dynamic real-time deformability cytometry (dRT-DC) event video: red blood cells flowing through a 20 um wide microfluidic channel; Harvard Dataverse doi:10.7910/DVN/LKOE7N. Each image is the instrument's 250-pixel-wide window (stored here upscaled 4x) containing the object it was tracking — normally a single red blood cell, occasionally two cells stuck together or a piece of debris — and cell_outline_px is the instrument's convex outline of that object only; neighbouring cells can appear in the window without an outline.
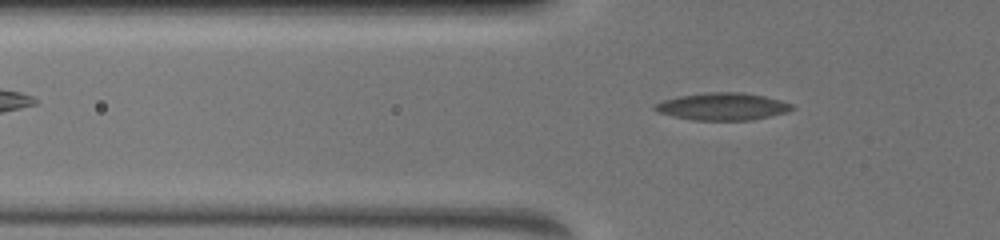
{"species": "common noctule bat (a hibernating species)", "species_latin": "Nyctalus noctula", "temperature_condition": "warm", "stored_images_in_passage": 21, "camera_frame_rate_fps": 3000, "um_per_image_px": 0.085, "animal": {"sex": "female", "body_mass_g": 19.5, "forearm_length_mm": 54.1}, "frame": {"image": 1, "passage_image": 4, "time_ms": 2.667, "image_size_px": [1000, 240], "cell_outline_px": [[796, 108], [788, 112], [748, 120], [692, 120], [660, 112], [652, 108], [652, 104], [664, 100], [680, 96], [708, 92], [740, 92], [764, 96], [780, 100], [792, 104]], "centroid_in_image_um": [61.43, 9.05], "position_along_channel_um": 64.4, "area_um2": 21.62}}
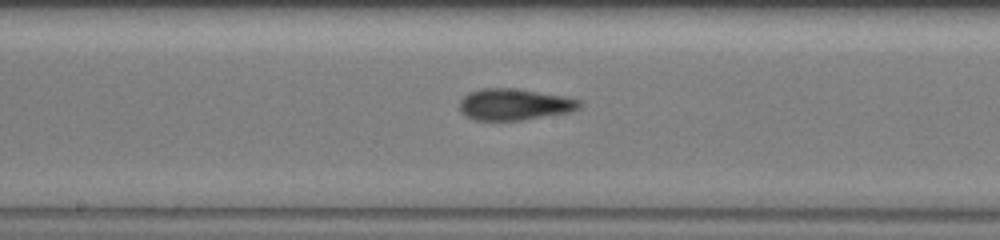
{"frame": {"image": 2, "passage_image": 10, "time_ms": 6.333, "image_size_px": [1000, 240], "cell_outline_px": [[580, 108], [568, 112], [520, 120], [476, 120], [460, 112], [460, 100], [468, 92], [484, 88], [516, 88], [564, 96], [580, 100]], "centroid_in_image_um": [43.7, 8.86], "position_along_channel_um": 204.5, "area_um2": 21.79}}
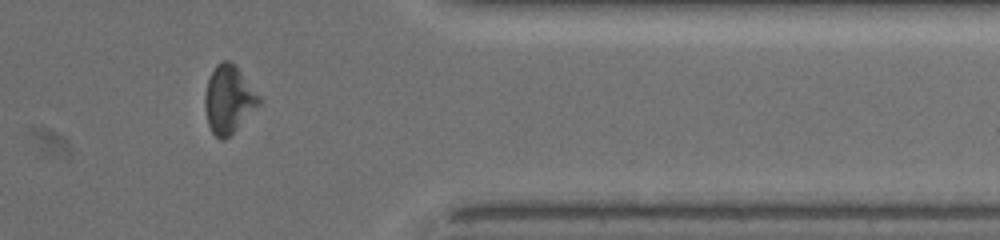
{"frame": {"image": 3, "passage_image": 18, "time_ms": 11.333, "image_size_px": [1000, 240], "cell_outline_px": [[264, 100], [224, 140], [220, 140], [212, 132], [208, 124], [204, 108], [204, 96], [208, 80], [216, 64], [224, 60], [228, 60], [236, 64]], "centroid_in_image_um": [19.45, 8.41], "position_along_channel_um": 392.0, "area_um2": 21.44}}